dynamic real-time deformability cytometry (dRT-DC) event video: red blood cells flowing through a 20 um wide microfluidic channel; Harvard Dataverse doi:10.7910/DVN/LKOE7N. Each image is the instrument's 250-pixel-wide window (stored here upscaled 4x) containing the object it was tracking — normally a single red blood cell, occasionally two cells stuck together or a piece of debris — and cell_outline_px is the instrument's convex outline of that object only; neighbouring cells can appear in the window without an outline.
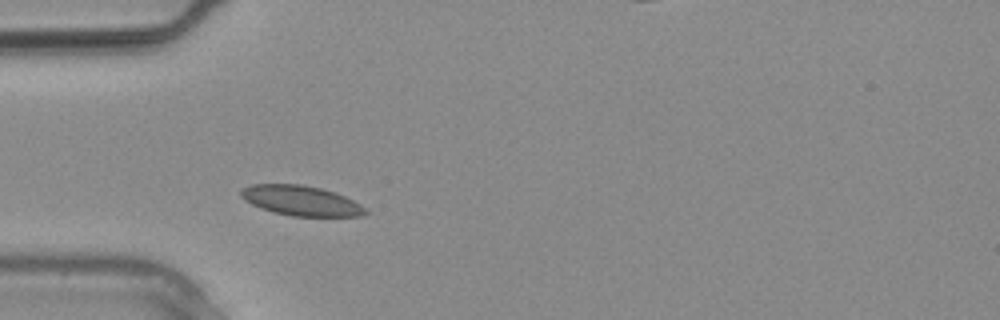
{"species": "common noctule bat (a hibernating species)", "species_latin": "Nyctalus noctula", "temperature_condition": "warm", "stored_images_in_passage": 2, "segment_of_instrument_passage": [1, 2], "camera_frame_rate_fps": 3000, "um_per_image_px": 0.085, "animal": {"sex": "male", "body_mass_g": 20.4}, "frame": {"image": 1, "passage_image": 1, "time_ms": 0.0, "image_size_px": [1000, 320], "cell_outline_px": [[368, 212], [360, 216], [292, 216], [272, 212], [252, 204], [244, 200], [240, 196], [240, 192], [244, 188], [252, 184], [300, 184], [320, 188], [344, 196], [360, 204]], "centroid_in_image_um": [25.56, 17.06], "position_along_channel_um": 59.4, "area_um2": 21.5}}